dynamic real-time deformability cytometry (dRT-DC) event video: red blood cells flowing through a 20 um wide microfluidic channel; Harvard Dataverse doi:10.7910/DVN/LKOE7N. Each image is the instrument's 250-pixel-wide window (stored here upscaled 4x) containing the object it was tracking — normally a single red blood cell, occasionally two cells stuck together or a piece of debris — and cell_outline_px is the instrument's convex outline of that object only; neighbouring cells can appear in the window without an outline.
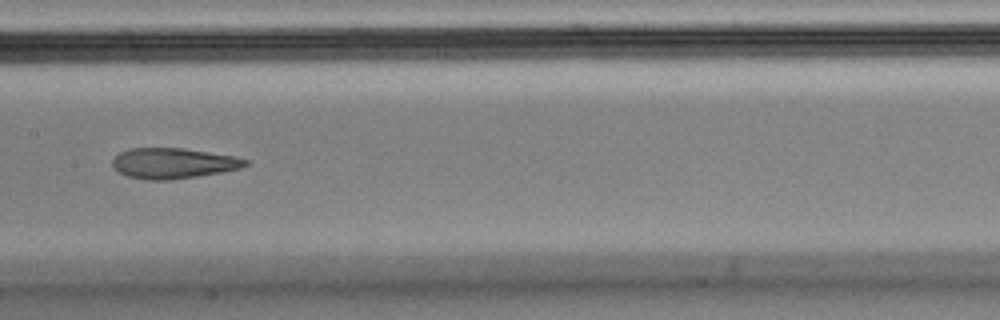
{"species": "Egyptian fruit bat (a non-hibernating species)", "species_latin": "Rousettus aegyptiacus", "temperature_condition": "cold", "stored_images_in_passage": 9, "camera_frame_rate_fps": 3000, "um_per_image_px": 0.085, "animal": {"sex": "male"}, "frame": {"image": 1, "passage_image": 6, "time_ms": 1.667, "image_size_px": [1000, 320], "cell_outline_px": [[248, 164], [240, 168], [220, 172], [172, 180], [148, 180], [128, 176], [120, 172], [112, 164], [112, 160], [120, 152], [132, 148], [184, 148], [232, 156], [248, 160]], "centroid_in_image_um": [14.71, 13.87], "position_along_channel_um": 192.7, "area_um2": 23.29}}
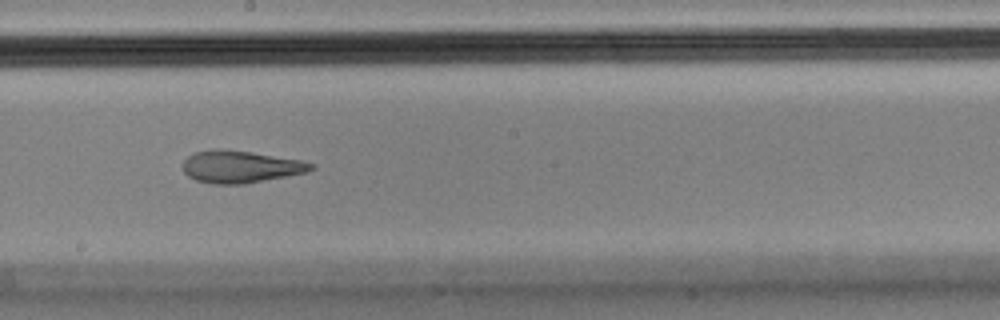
{"frame": {"image": 2, "passage_image": 7, "time_ms": 2.0, "image_size_px": [1000, 320], "cell_outline_px": [[316, 168], [308, 172], [244, 184], [212, 184], [196, 180], [188, 176], [184, 172], [184, 160], [188, 156], [196, 152], [216, 148], [220, 148], [252, 152], [300, 160], [316, 164]], "centroid_in_image_um": [20.46, 14.17], "position_along_channel_um": 227.7, "area_um2": 24.1}}
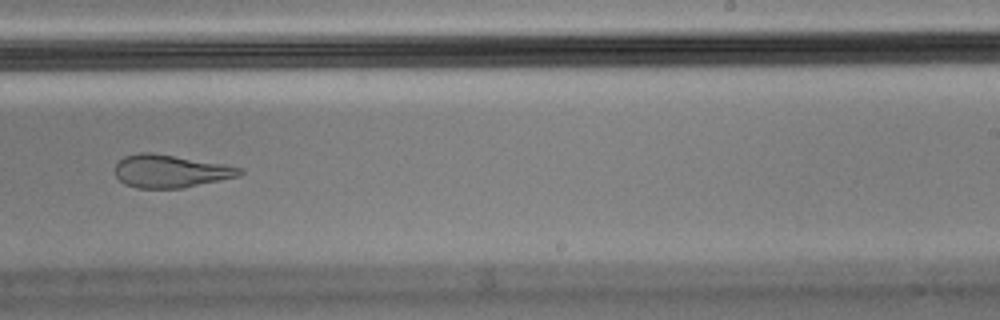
{"frame": {"image": 3, "passage_image": 8, "time_ms": 2.333, "image_size_px": [1000, 320], "cell_outline_px": [[244, 172], [240, 176], [184, 188], [136, 188], [124, 184], [116, 176], [116, 164], [124, 156], [140, 152], [152, 152], [224, 164], [244, 168]], "centroid_in_image_um": [14.52, 14.55], "position_along_channel_um": 274.5, "area_um2": 23.99}}